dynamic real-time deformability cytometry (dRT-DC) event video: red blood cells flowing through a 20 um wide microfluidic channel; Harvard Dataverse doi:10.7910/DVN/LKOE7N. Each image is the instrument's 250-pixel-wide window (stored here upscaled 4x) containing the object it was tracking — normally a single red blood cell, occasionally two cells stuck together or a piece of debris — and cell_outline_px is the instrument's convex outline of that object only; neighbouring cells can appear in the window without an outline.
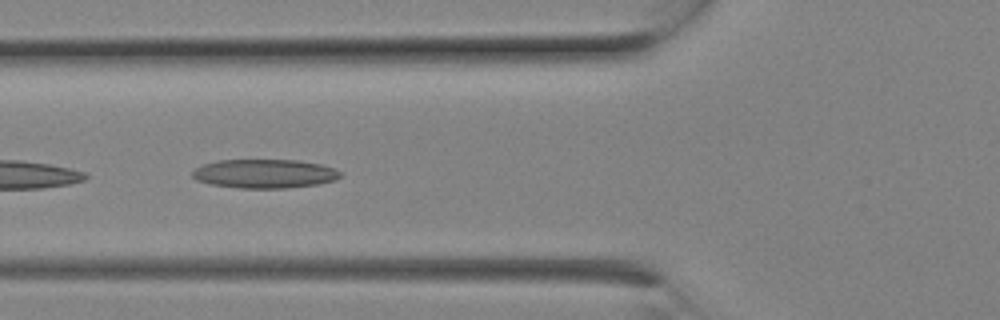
{"species": "Egyptian fruit bat (a non-hibernating species)", "species_latin": "Rousettus aegyptiacus", "temperature_condition": "room temperature", "stored_images_in_passage": 12, "camera_frame_rate_fps": 3000, "um_per_image_px": 0.085, "animal": {"sex": "female"}, "frame": {"image": 1, "passage_image": 7, "time_ms": 2.0, "image_size_px": [1000, 320], "cell_outline_px": [[344, 172], [336, 180], [316, 184], [288, 188], [240, 188], [212, 184], [196, 180], [192, 176], [192, 172], [196, 168], [204, 164], [216, 160], [296, 160], [320, 164], [336, 168]], "centroid_in_image_um": [22.52, 14.76], "position_along_channel_um": 103.3, "area_um2": 24.97}}
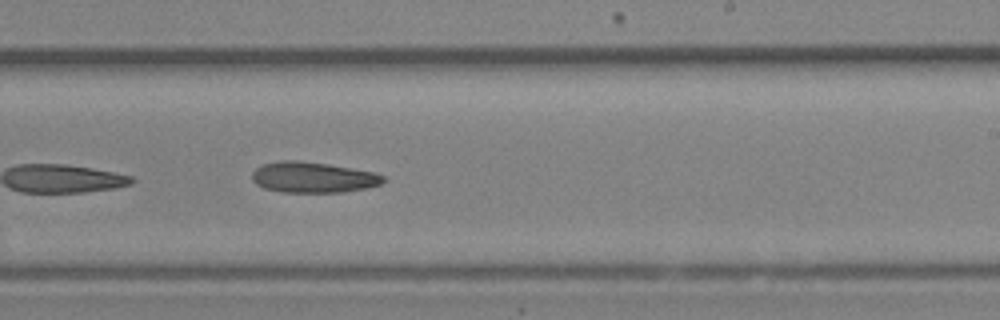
{"frame": {"image": 2, "passage_image": 12, "time_ms": 3.667, "image_size_px": [1000, 320], "cell_outline_px": [[388, 180], [380, 184], [364, 188], [340, 192], [284, 192], [264, 188], [256, 184], [252, 180], [252, 172], [260, 164], [280, 160], [296, 160], [328, 164], [372, 172], [384, 176]], "centroid_in_image_um": [26.56, 15.06], "position_along_channel_um": 262.4, "area_um2": 23.41}}